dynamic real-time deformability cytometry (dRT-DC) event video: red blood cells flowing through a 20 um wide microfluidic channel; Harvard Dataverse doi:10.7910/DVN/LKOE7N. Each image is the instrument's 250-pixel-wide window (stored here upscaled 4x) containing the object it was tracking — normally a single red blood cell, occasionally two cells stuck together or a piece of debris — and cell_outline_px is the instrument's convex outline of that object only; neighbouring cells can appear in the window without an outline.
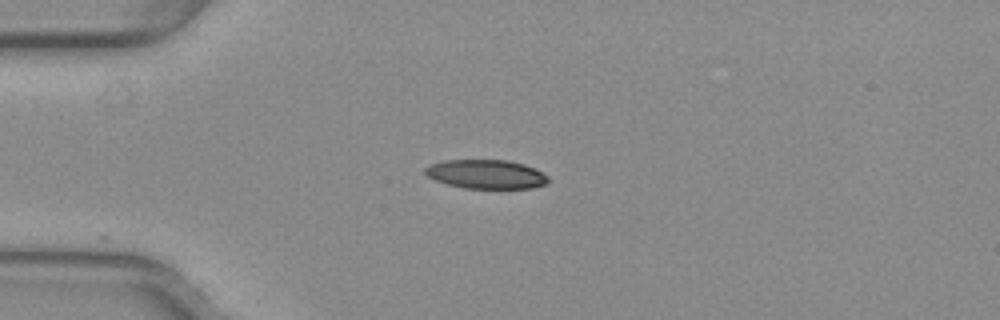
{"species": "common noctule bat (a hibernating species)", "species_latin": "Nyctalus noctula", "temperature_condition": "warm", "stored_images_in_passage": 6, "camera_frame_rate_fps": 3000, "um_per_image_px": 0.085, "animal": {"sex": "female", "body_mass_g": 29.2, "forearm_length_mm": 56.3}, "frame": {"image": 1, "passage_image": 1, "time_ms": 0.0, "image_size_px": [1000, 320], "cell_outline_px": [[548, 184], [532, 188], [464, 188], [448, 184], [436, 180], [428, 176], [424, 172], [424, 168], [432, 164], [444, 160], [508, 160], [524, 164], [548, 176]], "centroid_in_image_um": [41.33, 14.81], "position_along_channel_um": 43.7, "area_um2": 20.63}}